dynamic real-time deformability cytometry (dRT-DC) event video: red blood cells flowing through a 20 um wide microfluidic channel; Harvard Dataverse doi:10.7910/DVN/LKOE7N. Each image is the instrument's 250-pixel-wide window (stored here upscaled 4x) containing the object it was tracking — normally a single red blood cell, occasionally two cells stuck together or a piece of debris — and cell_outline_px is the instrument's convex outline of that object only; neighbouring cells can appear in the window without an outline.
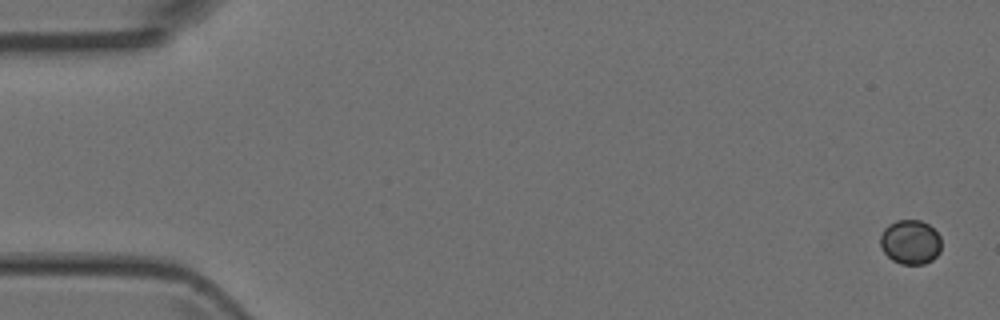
{"species": "Egyptian fruit bat (a non-hibernating species)", "species_latin": "Rousettus aegyptiacus", "temperature_condition": "room temperature", "stored_images_in_passage": 5, "camera_frame_rate_fps": 3000, "um_per_image_px": 0.085, "animal": {"sex": "female"}, "frame": {"image": 1, "passage_image": 1, "time_ms": 0.0, "image_size_px": [1000, 320], "cell_outline_px": [[940, 252], [932, 260], [924, 264], [900, 264], [892, 260], [884, 252], [880, 244], [880, 236], [884, 228], [888, 224], [896, 220], [920, 220], [928, 224], [940, 236]], "centroid_in_image_um": [77.37, 20.57], "position_along_channel_um": 7.6, "area_um2": 15.84}}
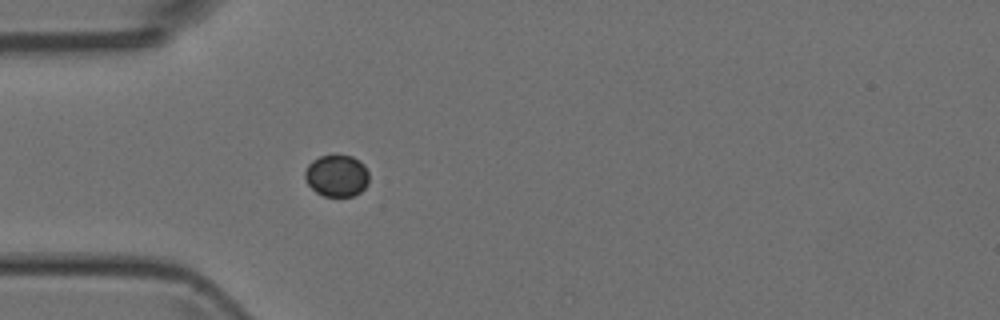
{"frame": {"image": 2, "passage_image": 5, "time_ms": 4.667, "image_size_px": [1000, 320], "cell_outline_px": [[368, 184], [360, 192], [352, 196], [324, 196], [316, 192], [308, 184], [304, 176], [304, 172], [308, 164], [312, 160], [320, 156], [352, 156], [360, 160], [364, 164], [368, 172]], "centroid_in_image_um": [28.62, 14.94], "position_along_channel_um": 56.4, "area_um2": 15.61}}